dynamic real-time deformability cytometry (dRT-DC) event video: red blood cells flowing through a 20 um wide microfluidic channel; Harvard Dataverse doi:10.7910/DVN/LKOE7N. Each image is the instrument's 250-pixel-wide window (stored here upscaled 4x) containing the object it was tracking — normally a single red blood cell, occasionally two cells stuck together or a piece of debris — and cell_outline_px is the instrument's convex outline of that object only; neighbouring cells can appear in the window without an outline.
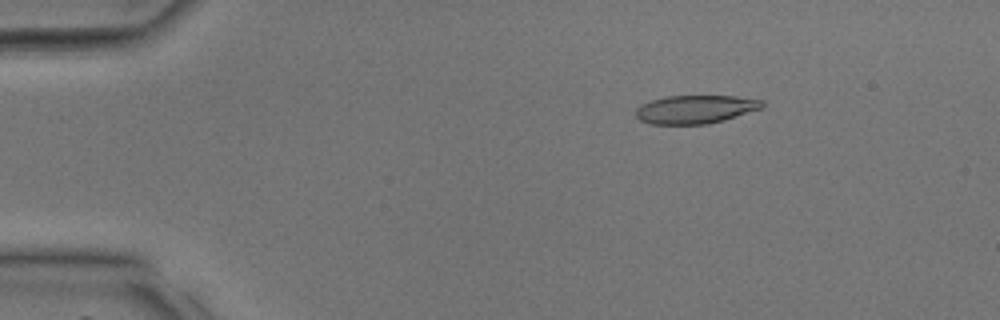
{"species": "common noctule bat (a hibernating species)", "species_latin": "Nyctalus noctula", "temperature_condition": "room temperature", "stored_images_in_passage": 37, "camera_frame_rate_fps": 3000, "um_per_image_px": 0.085, "animal": {"sex": "male", "body_mass_g": 17.9, "forearm_length_mm": 54.2}, "frame": {"image": 1, "passage_image": 6, "time_ms": 1.667, "image_size_px": [1000, 320], "cell_outline_px": [[764, 104], [760, 108], [724, 120], [708, 124], [652, 124], [640, 120], [636, 116], [636, 108], [640, 104], [664, 96], [736, 96], [764, 100]], "centroid_in_image_um": [59.08, 9.29], "position_along_channel_um": 25.9, "area_um2": 20.81}}
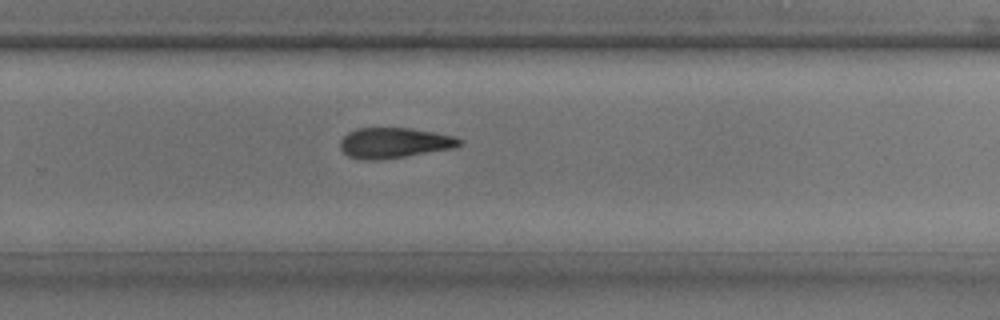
{"frame": {"image": 2, "passage_image": 25, "time_ms": 8.0, "image_size_px": [1000, 320], "cell_outline_px": [[464, 144], [456, 148], [404, 156], [376, 160], [360, 160], [348, 156], [340, 148], [340, 140], [348, 132], [356, 128], [408, 128], [432, 132], [452, 136], [464, 140]], "centroid_in_image_um": [33.51, 12.15], "position_along_channel_um": 296.3, "area_um2": 21.15}}
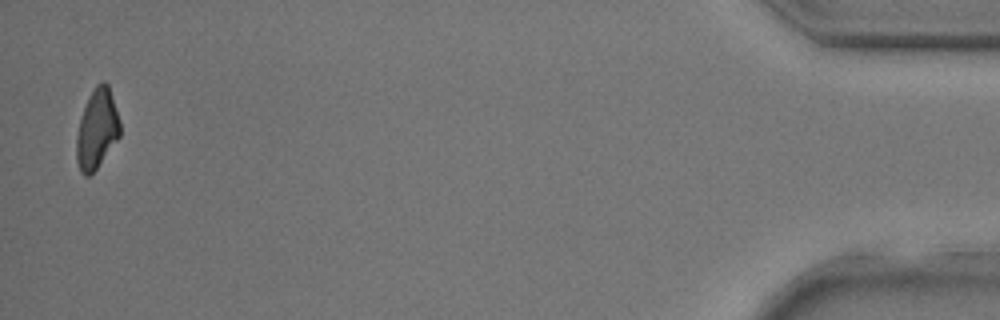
{"frame": {"image": 3, "passage_image": 37, "time_ms": 12.0, "image_size_px": [1000, 320], "cell_outline_px": [[120, 136], [96, 168], [88, 176], [84, 176], [80, 172], [76, 160], [76, 136], [80, 120], [84, 108], [96, 84], [100, 80], [104, 80], [108, 84], [120, 120]], "centroid_in_image_um": [8.24, 10.97], "position_along_channel_um": 427.0, "area_um2": 20.0}}